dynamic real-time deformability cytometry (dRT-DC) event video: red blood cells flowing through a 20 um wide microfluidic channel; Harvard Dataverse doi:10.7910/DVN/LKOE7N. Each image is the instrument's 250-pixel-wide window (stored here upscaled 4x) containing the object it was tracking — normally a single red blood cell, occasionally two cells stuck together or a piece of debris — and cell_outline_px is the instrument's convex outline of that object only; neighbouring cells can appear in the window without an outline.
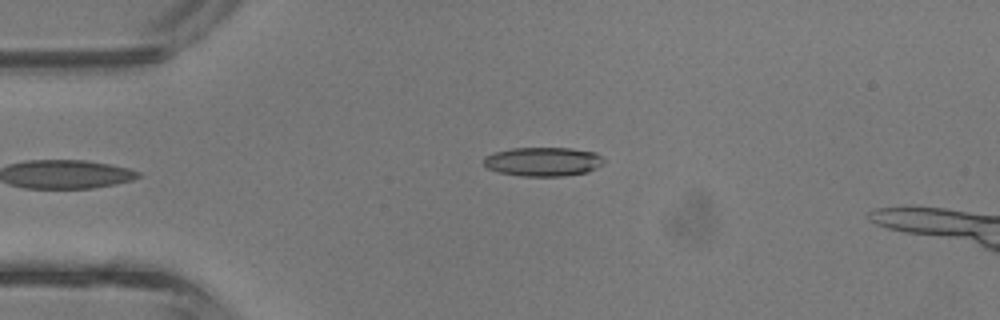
{"species": "common noctule bat (a hibernating species)", "species_latin": "Nyctalus noctula", "temperature_condition": "room temperature", "stored_images_in_passage": 3, "camera_frame_rate_fps": 3000, "um_per_image_px": 0.085, "animal": {"sex": "male", "body_mass_g": 13.3}, "frame": {"image": 1, "passage_image": 3, "time_ms": 0.667, "image_size_px": [1000, 320], "cell_outline_px": [[604, 164], [588, 172], [564, 176], [520, 176], [496, 172], [488, 168], [484, 164], [484, 156], [496, 152], [512, 148], [572, 148], [596, 152], [604, 160]], "centroid_in_image_um": [46.17, 13.74], "position_along_channel_um": 38.8, "area_um2": 20.46}}